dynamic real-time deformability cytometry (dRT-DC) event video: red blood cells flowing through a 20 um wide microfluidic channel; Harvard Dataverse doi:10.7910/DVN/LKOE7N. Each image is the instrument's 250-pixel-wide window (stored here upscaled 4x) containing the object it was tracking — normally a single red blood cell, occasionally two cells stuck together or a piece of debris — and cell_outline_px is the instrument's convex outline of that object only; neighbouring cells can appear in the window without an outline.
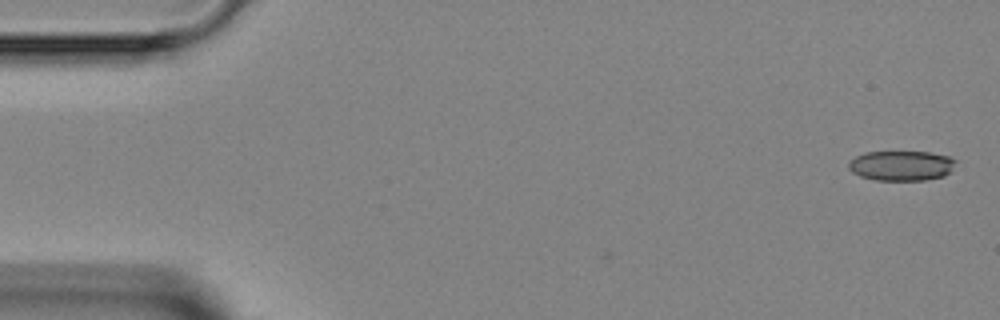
{"species": "Egyptian fruit bat (a non-hibernating species)", "species_latin": "Rousettus aegyptiacus", "temperature_condition": "room temperature", "stored_images_in_passage": 2, "camera_frame_rate_fps": 3000, "um_per_image_px": 0.085, "animal": {"sex": "female"}, "frame": {"image": 1, "passage_image": 2, "time_ms": 1.0, "image_size_px": [1000, 320], "cell_outline_px": [[956, 160], [948, 172], [944, 176], [924, 180], [876, 180], [860, 176], [852, 172], [848, 168], [848, 164], [856, 156], [864, 152], [928, 152], [948, 156]], "centroid_in_image_um": [76.58, 14.08], "position_along_channel_um": 8.4, "area_um2": 18.5}}